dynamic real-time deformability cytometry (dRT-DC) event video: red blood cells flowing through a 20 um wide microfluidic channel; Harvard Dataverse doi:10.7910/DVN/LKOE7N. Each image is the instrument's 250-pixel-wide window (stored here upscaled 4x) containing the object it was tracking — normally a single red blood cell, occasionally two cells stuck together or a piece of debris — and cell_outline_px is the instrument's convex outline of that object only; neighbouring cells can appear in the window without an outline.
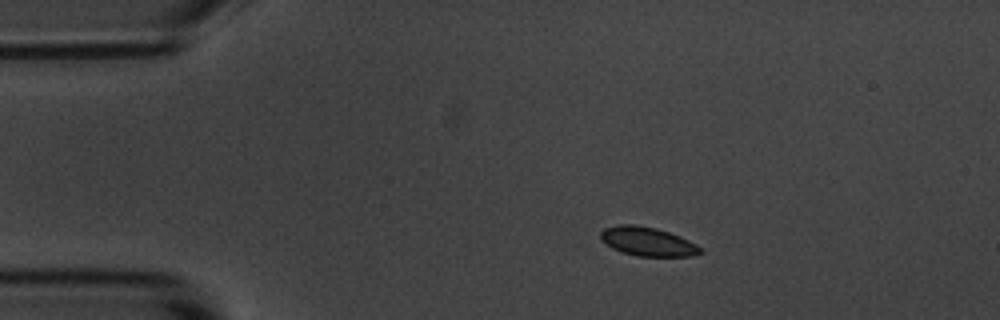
{"species": "common noctule bat (a hibernating species)", "species_latin": "Nyctalus noctula", "temperature_condition": "room temperature", "stored_images_in_passage": 11, "camera_frame_rate_fps": 3000, "um_per_image_px": 0.085, "animal": {"sex": "male", "body_mass_g": 20.1, "forearm_length_mm": 53.5}, "frame": {"image": 1, "passage_image": 2, "time_ms": 2.0, "image_size_px": [1000, 320], "cell_outline_px": [[704, 252], [692, 256], [636, 256], [620, 252], [612, 248], [600, 240], [600, 232], [604, 228], [620, 224], [636, 224], [656, 228], [680, 236], [696, 244]], "centroid_in_image_um": [55.01, 20.53], "position_along_channel_um": 30.0, "area_um2": 16.94}}
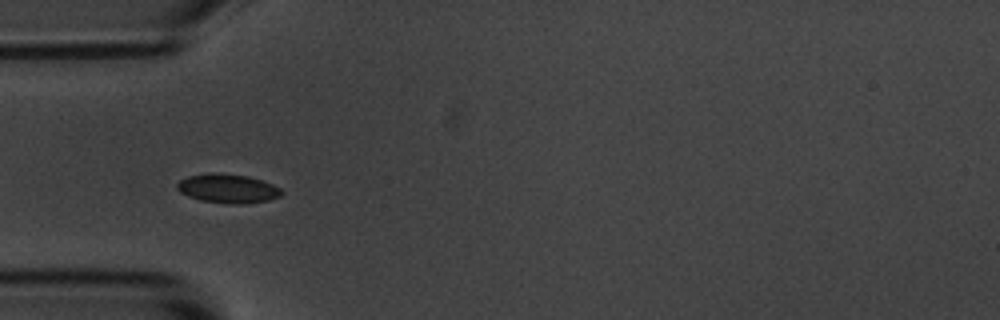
{"frame": {"image": 2, "passage_image": 4, "time_ms": 4.333, "image_size_px": [1000, 320], "cell_outline_px": [[284, 192], [280, 196], [268, 200], [244, 204], [228, 204], [200, 200], [188, 196], [180, 192], [176, 188], [176, 184], [180, 180], [188, 176], [212, 172], [248, 176], [272, 184], [280, 188]], "centroid_in_image_um": [19.35, 16.03], "position_along_channel_um": 65.7, "area_um2": 17.69}}
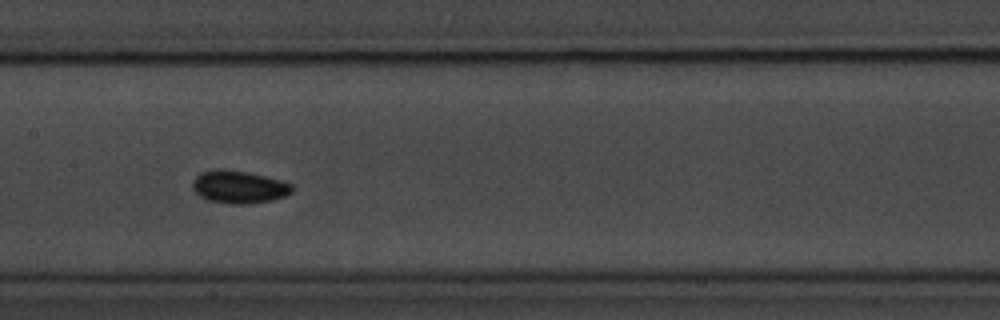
{"frame": {"image": 3, "passage_image": 7, "time_ms": 7.667, "image_size_px": [1000, 320], "cell_outline_px": [[296, 188], [292, 192], [284, 196], [272, 200], [248, 204], [232, 204], [208, 200], [200, 196], [192, 188], [192, 180], [200, 172], [216, 168], [224, 168], [248, 172], [280, 180], [292, 184]], "centroid_in_image_um": [20.3, 15.87], "position_along_channel_um": 187.1, "area_um2": 19.19}}